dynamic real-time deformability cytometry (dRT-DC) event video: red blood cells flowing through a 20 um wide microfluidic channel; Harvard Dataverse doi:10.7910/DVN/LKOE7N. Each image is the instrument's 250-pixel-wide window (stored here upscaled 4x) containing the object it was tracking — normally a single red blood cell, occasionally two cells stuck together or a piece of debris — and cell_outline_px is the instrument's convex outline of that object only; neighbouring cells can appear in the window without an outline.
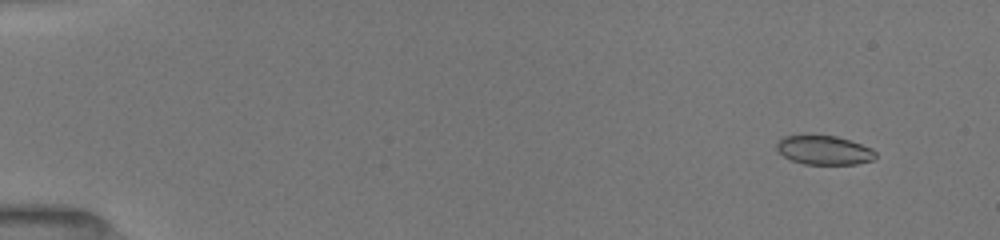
{"species": "common noctule bat (a hibernating species)", "species_latin": "Nyctalus noctula", "temperature_condition": "room temperature", "stored_images_in_passage": 37, "camera_frame_rate_fps": 3000, "um_per_image_px": 0.085, "animal": {"sex": "female", "body_mass_g": 19.5, "forearm_length_mm": 54.1}, "frame": {"image": 1, "passage_image": 1, "time_ms": 0.0, "image_size_px": [1000, 240], "cell_outline_px": [[876, 160], [856, 164], [804, 164], [792, 160], [784, 156], [776, 148], [776, 144], [784, 136], [836, 136], [872, 148], [876, 152]], "centroid_in_image_um": [70.09, 12.78], "position_along_channel_um": 14.9, "area_um2": 16.53}}
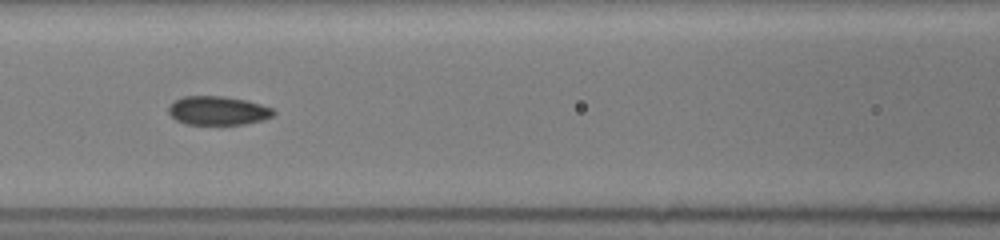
{"frame": {"image": 2, "passage_image": 15, "time_ms": 6.667, "image_size_px": [1000, 240], "cell_outline_px": [[276, 112], [272, 116], [264, 120], [244, 124], [184, 124], [176, 120], [168, 112], [168, 108], [176, 100], [184, 96], [224, 96], [248, 100], [272, 108]], "centroid_in_image_um": [18.55, 9.4], "position_along_channel_um": 148.1, "area_um2": 17.63}}
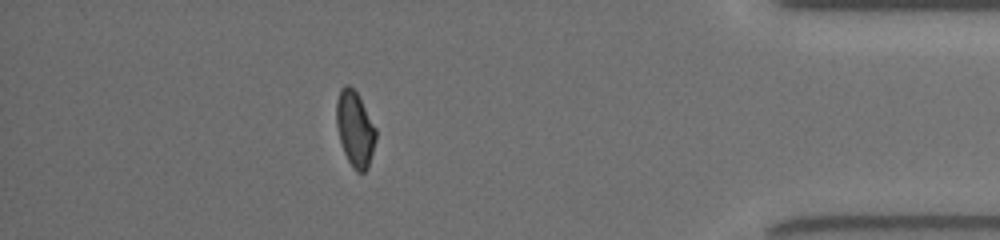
{"frame": {"image": 3, "passage_image": 32, "time_ms": 14.0, "image_size_px": [1000, 240], "cell_outline_px": [[376, 140], [368, 168], [364, 172], [356, 172], [352, 168], [344, 152], [340, 140], [336, 124], [336, 100], [340, 88], [344, 84], [348, 84], [356, 92], [376, 128]], "centroid_in_image_um": [30.16, 10.96], "position_along_channel_um": 405.0, "area_um2": 17.34}, "authors_computed_cell_mechanics": {"area_um2": 17.7446, "velocity_mm_per_s": 4.0109, "shape_relaxation_time_tau1_ms": 6.8571, "shape_relaxation_time_tau2_ms": 1.4289, "deformation_change_tau1": 0.1456, "deformation_change_tau2": 0.0518}}